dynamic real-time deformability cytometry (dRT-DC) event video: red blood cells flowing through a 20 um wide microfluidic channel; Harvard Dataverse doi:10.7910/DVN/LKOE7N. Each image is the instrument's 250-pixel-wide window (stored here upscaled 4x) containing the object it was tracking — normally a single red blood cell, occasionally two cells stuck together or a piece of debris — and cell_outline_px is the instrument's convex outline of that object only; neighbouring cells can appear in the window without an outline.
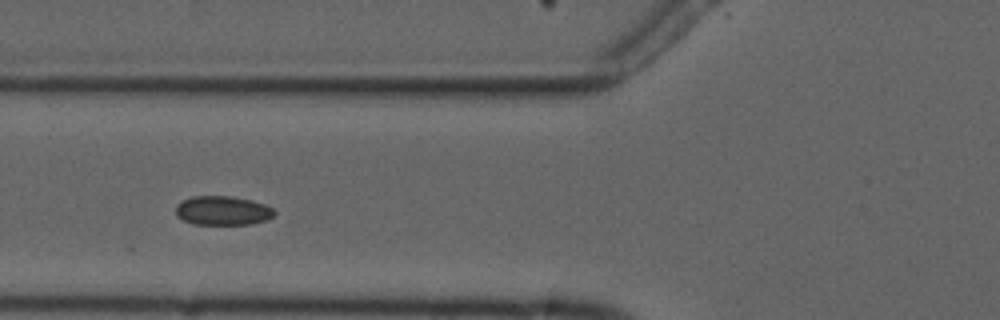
{"species": "common noctule bat (a hibernating species)", "species_latin": "Nyctalus noctula", "temperature_condition": "cold", "stored_images_in_passage": 6, "camera_frame_rate_fps": 3000, "um_per_image_px": 0.085, "animal": {"sex": "male", "forearm_length_mm": 52.5}, "frame": {"image": 1, "passage_image": 3, "time_ms": 3.0, "image_size_px": [1000, 320], "cell_outline_px": [[276, 212], [268, 220], [252, 224], [192, 224], [176, 216], [176, 204], [180, 200], [192, 196], [232, 196], [252, 200], [264, 204], [272, 208]], "centroid_in_image_um": [18.91, 17.89], "position_along_channel_um": 106.9, "area_um2": 16.94}}
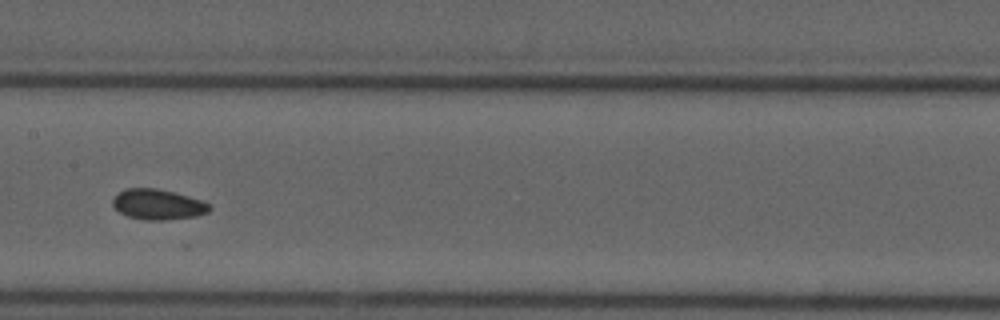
{"frame": {"image": 2, "passage_image": 5, "time_ms": 5.333, "image_size_px": [1000, 320], "cell_outline_px": [[212, 208], [208, 212], [196, 216], [164, 220], [144, 220], [128, 216], [120, 212], [112, 204], [112, 200], [120, 192], [128, 188], [156, 188], [188, 196], [200, 200], [208, 204]], "centroid_in_image_um": [13.42, 17.38], "position_along_channel_um": 194.0, "area_um2": 16.88}}
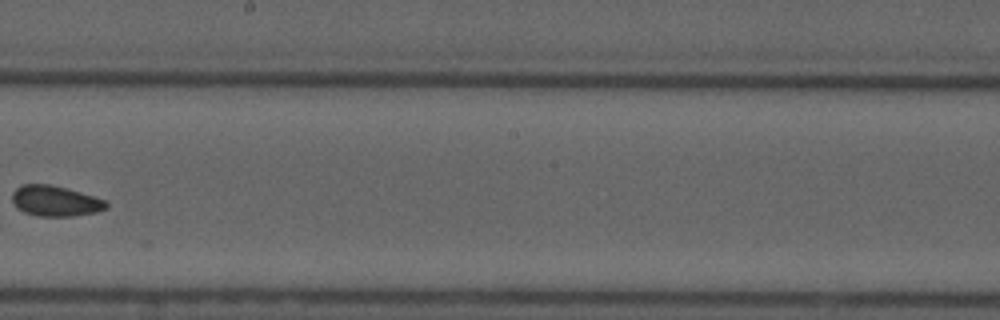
{"frame": {"image": 3, "passage_image": 6, "time_ms": 6.667, "image_size_px": [1000, 320], "cell_outline_px": [[108, 208], [96, 212], [72, 216], [36, 216], [24, 212], [16, 208], [12, 204], [12, 192], [16, 188], [24, 184], [48, 184], [80, 192], [104, 200], [108, 204]], "centroid_in_image_um": [4.65, 17.09], "position_along_channel_um": 243.5, "area_um2": 16.7}}